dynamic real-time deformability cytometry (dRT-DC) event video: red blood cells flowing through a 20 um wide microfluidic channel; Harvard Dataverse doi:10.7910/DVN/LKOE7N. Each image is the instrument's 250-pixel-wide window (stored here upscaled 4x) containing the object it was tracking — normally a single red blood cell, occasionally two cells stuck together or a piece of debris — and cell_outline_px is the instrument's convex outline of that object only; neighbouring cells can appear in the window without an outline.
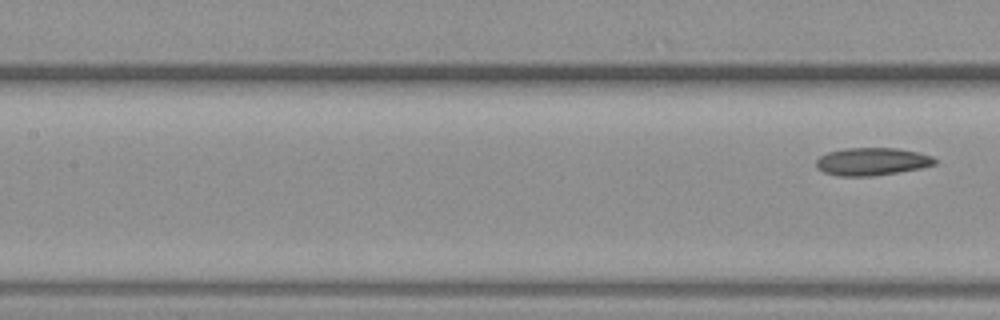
{"species": "common noctule bat (a hibernating species)", "species_latin": "Nyctalus noctula", "temperature_condition": "warm", "stored_images_in_passage": 7, "segment_of_instrument_passage": [2, 2], "camera_frame_rate_fps": 3000, "um_per_image_px": 0.085, "animal": {"sex": "female", "body_mass_g": 19.3, "forearm_length_mm": 54.1}, "frame": {"image": 1, "passage_image": 7, "time_ms": 2.0, "image_size_px": [1000, 320], "cell_outline_px": [[936, 164], [920, 168], [872, 176], [836, 176], [824, 172], [816, 168], [816, 160], [820, 156], [828, 152], [844, 148], [900, 148], [932, 156], [936, 160]], "centroid_in_image_um": [74.08, 13.73], "position_along_channel_um": 133.3, "area_um2": 19.13}}